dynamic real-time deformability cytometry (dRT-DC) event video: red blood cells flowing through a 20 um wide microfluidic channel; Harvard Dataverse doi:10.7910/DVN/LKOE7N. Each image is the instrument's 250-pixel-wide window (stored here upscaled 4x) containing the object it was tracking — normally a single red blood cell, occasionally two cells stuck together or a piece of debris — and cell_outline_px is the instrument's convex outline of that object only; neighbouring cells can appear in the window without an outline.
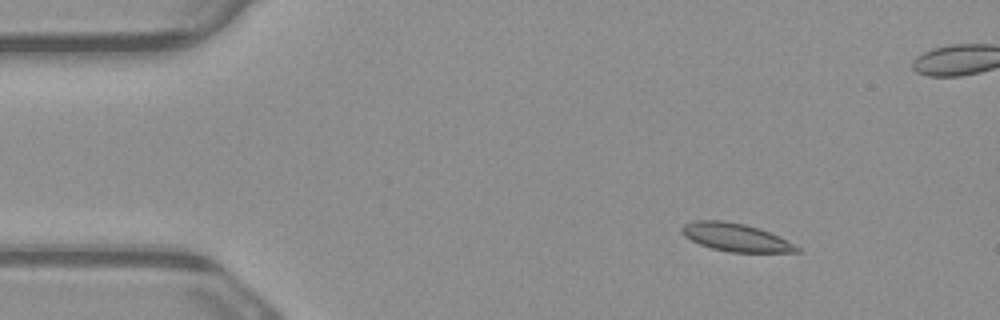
{"species": "common noctule bat (a hibernating species)", "species_latin": "Nyctalus noctula", "temperature_condition": "warm", "stored_images_in_passage": 7, "camera_frame_rate_fps": 3000, "um_per_image_px": 0.085, "animal": {"sex": "male", "body_mass_g": 23.1, "forearm_length_mm": 52.7}, "frame": {"image": 1, "passage_image": 3, "time_ms": 0.667, "image_size_px": [1000, 320], "cell_outline_px": [[800, 252], [728, 252], [712, 248], [700, 244], [684, 236], [680, 232], [680, 228], [684, 224], [696, 220], [724, 220], [744, 224], [760, 228], [800, 248]], "centroid_in_image_um": [62.46, 20.16], "position_along_channel_um": 22.5, "area_um2": 18.55}}
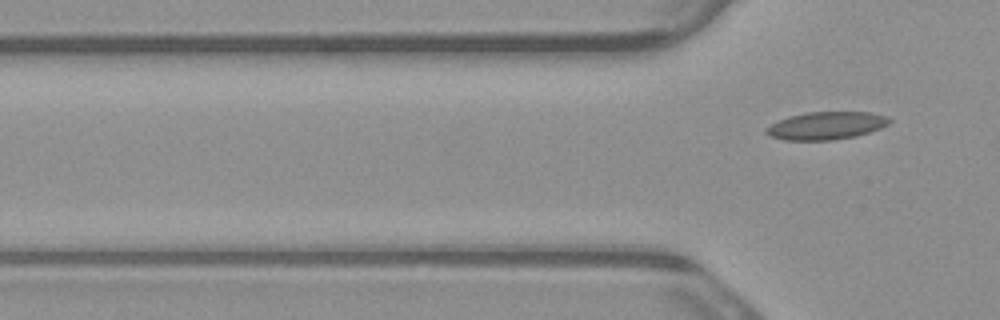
{"frame": {"image": 2, "passage_image": 7, "time_ms": 2.0, "image_size_px": [1000, 320], "cell_outline_px": [[892, 120], [888, 124], [880, 128], [856, 136], [832, 140], [784, 140], [768, 136], [764, 132], [764, 128], [788, 116], [808, 112], [872, 112], [884, 116]], "centroid_in_image_um": [70.19, 10.68], "position_along_channel_um": 55.6, "area_um2": 19.88}}